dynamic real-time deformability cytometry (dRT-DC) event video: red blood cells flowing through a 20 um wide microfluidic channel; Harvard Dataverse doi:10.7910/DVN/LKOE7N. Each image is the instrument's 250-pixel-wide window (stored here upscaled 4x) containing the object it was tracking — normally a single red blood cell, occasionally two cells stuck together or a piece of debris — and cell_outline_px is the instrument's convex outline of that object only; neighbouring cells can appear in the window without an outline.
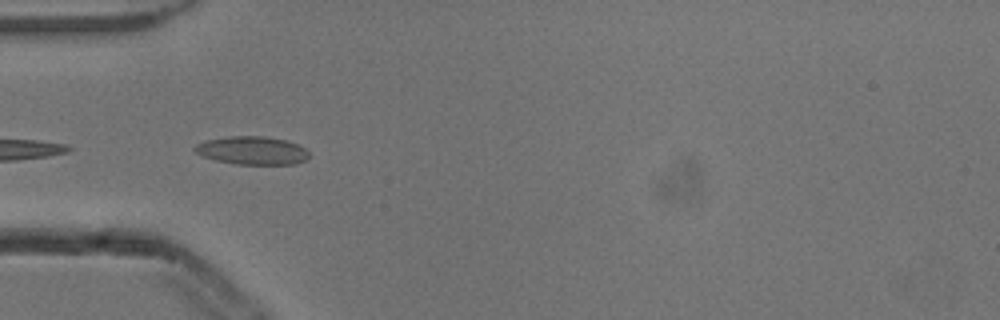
{"species": "common noctule bat (a hibernating species)", "species_latin": "Nyctalus noctula", "temperature_condition": "cold", "stored_images_in_passage": 4, "camera_frame_rate_fps": 3000, "um_per_image_px": 0.085, "animal": {"sex": "male", "body_mass_g": 13.3}, "frame": {"image": 1, "passage_image": 4, "time_ms": 1.0, "image_size_px": [1000, 320], "cell_outline_px": [[308, 156], [304, 160], [296, 164], [236, 164], [216, 160], [204, 156], [196, 152], [192, 148], [196, 144], [208, 140], [228, 136], [264, 136], [284, 140], [296, 144], [304, 148], [308, 152]], "centroid_in_image_um": [21.42, 12.79], "position_along_channel_um": 63.6, "area_um2": 18.5}}